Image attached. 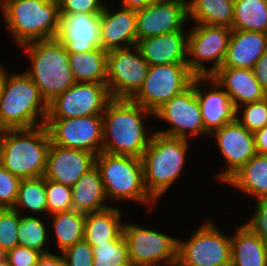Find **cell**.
I'll list each match as a JSON object with an SVG mask.
<instances>
[{
	"mask_svg": "<svg viewBox=\"0 0 267 266\" xmlns=\"http://www.w3.org/2000/svg\"><path fill=\"white\" fill-rule=\"evenodd\" d=\"M154 113L131 99H112L103 116L102 152L141 158L151 139L144 117Z\"/></svg>",
	"mask_w": 267,
	"mask_h": 266,
	"instance_id": "obj_1",
	"label": "cell"
},
{
	"mask_svg": "<svg viewBox=\"0 0 267 266\" xmlns=\"http://www.w3.org/2000/svg\"><path fill=\"white\" fill-rule=\"evenodd\" d=\"M50 145L45 125L7 129L0 144V164L20 179L43 177Z\"/></svg>",
	"mask_w": 267,
	"mask_h": 266,
	"instance_id": "obj_2",
	"label": "cell"
},
{
	"mask_svg": "<svg viewBox=\"0 0 267 266\" xmlns=\"http://www.w3.org/2000/svg\"><path fill=\"white\" fill-rule=\"evenodd\" d=\"M0 11L18 46L55 38L60 9L57 0H3Z\"/></svg>",
	"mask_w": 267,
	"mask_h": 266,
	"instance_id": "obj_3",
	"label": "cell"
},
{
	"mask_svg": "<svg viewBox=\"0 0 267 266\" xmlns=\"http://www.w3.org/2000/svg\"><path fill=\"white\" fill-rule=\"evenodd\" d=\"M21 47L28 52L32 66L25 73L37 85L47 104L75 83L68 52L56 38L34 41Z\"/></svg>",
	"mask_w": 267,
	"mask_h": 266,
	"instance_id": "obj_4",
	"label": "cell"
},
{
	"mask_svg": "<svg viewBox=\"0 0 267 266\" xmlns=\"http://www.w3.org/2000/svg\"><path fill=\"white\" fill-rule=\"evenodd\" d=\"M188 146V139L152 133L141 161L146 190L155 201L183 174Z\"/></svg>",
	"mask_w": 267,
	"mask_h": 266,
	"instance_id": "obj_5",
	"label": "cell"
},
{
	"mask_svg": "<svg viewBox=\"0 0 267 266\" xmlns=\"http://www.w3.org/2000/svg\"><path fill=\"white\" fill-rule=\"evenodd\" d=\"M47 112L48 104L25 72L8 75L0 94V122L7 129L45 125Z\"/></svg>",
	"mask_w": 267,
	"mask_h": 266,
	"instance_id": "obj_6",
	"label": "cell"
},
{
	"mask_svg": "<svg viewBox=\"0 0 267 266\" xmlns=\"http://www.w3.org/2000/svg\"><path fill=\"white\" fill-rule=\"evenodd\" d=\"M95 165L100 170L107 200H134L150 207L156 203L146 190L141 158L101 152L96 155Z\"/></svg>",
	"mask_w": 267,
	"mask_h": 266,
	"instance_id": "obj_7",
	"label": "cell"
},
{
	"mask_svg": "<svg viewBox=\"0 0 267 266\" xmlns=\"http://www.w3.org/2000/svg\"><path fill=\"white\" fill-rule=\"evenodd\" d=\"M188 241L178 239L176 266H230L231 237L207 220Z\"/></svg>",
	"mask_w": 267,
	"mask_h": 266,
	"instance_id": "obj_8",
	"label": "cell"
},
{
	"mask_svg": "<svg viewBox=\"0 0 267 266\" xmlns=\"http://www.w3.org/2000/svg\"><path fill=\"white\" fill-rule=\"evenodd\" d=\"M194 77L187 63L150 66L142 87L131 100L154 113L186 90Z\"/></svg>",
	"mask_w": 267,
	"mask_h": 266,
	"instance_id": "obj_9",
	"label": "cell"
},
{
	"mask_svg": "<svg viewBox=\"0 0 267 266\" xmlns=\"http://www.w3.org/2000/svg\"><path fill=\"white\" fill-rule=\"evenodd\" d=\"M190 32V33H189ZM188 32L187 65L195 76H211L224 63L232 28L198 24ZM212 62L210 69L203 62Z\"/></svg>",
	"mask_w": 267,
	"mask_h": 266,
	"instance_id": "obj_10",
	"label": "cell"
},
{
	"mask_svg": "<svg viewBox=\"0 0 267 266\" xmlns=\"http://www.w3.org/2000/svg\"><path fill=\"white\" fill-rule=\"evenodd\" d=\"M131 264L139 266L177 265L178 239L133 223L123 225ZM161 262V263H160Z\"/></svg>",
	"mask_w": 267,
	"mask_h": 266,
	"instance_id": "obj_11",
	"label": "cell"
},
{
	"mask_svg": "<svg viewBox=\"0 0 267 266\" xmlns=\"http://www.w3.org/2000/svg\"><path fill=\"white\" fill-rule=\"evenodd\" d=\"M149 67L137 46L107 51L106 84L112 98L131 99L142 87Z\"/></svg>",
	"mask_w": 267,
	"mask_h": 266,
	"instance_id": "obj_12",
	"label": "cell"
},
{
	"mask_svg": "<svg viewBox=\"0 0 267 266\" xmlns=\"http://www.w3.org/2000/svg\"><path fill=\"white\" fill-rule=\"evenodd\" d=\"M45 127L53 144L64 148L89 151L95 155L102 152V115L46 118Z\"/></svg>",
	"mask_w": 267,
	"mask_h": 266,
	"instance_id": "obj_13",
	"label": "cell"
},
{
	"mask_svg": "<svg viewBox=\"0 0 267 266\" xmlns=\"http://www.w3.org/2000/svg\"><path fill=\"white\" fill-rule=\"evenodd\" d=\"M112 99L106 83L75 82L48 103L46 118L102 115Z\"/></svg>",
	"mask_w": 267,
	"mask_h": 266,
	"instance_id": "obj_14",
	"label": "cell"
},
{
	"mask_svg": "<svg viewBox=\"0 0 267 266\" xmlns=\"http://www.w3.org/2000/svg\"><path fill=\"white\" fill-rule=\"evenodd\" d=\"M154 116L171 124L168 130L156 131L161 135L184 139H188V136H199V134L210 135L204 127L194 90V78L186 90L164 103L154 112Z\"/></svg>",
	"mask_w": 267,
	"mask_h": 266,
	"instance_id": "obj_15",
	"label": "cell"
},
{
	"mask_svg": "<svg viewBox=\"0 0 267 266\" xmlns=\"http://www.w3.org/2000/svg\"><path fill=\"white\" fill-rule=\"evenodd\" d=\"M188 21L186 0H157L137 11V41L183 30Z\"/></svg>",
	"mask_w": 267,
	"mask_h": 266,
	"instance_id": "obj_16",
	"label": "cell"
},
{
	"mask_svg": "<svg viewBox=\"0 0 267 266\" xmlns=\"http://www.w3.org/2000/svg\"><path fill=\"white\" fill-rule=\"evenodd\" d=\"M212 135L227 168L218 176L226 182L236 171L257 154L254 133L248 131L237 119L215 130Z\"/></svg>",
	"mask_w": 267,
	"mask_h": 266,
	"instance_id": "obj_17",
	"label": "cell"
},
{
	"mask_svg": "<svg viewBox=\"0 0 267 266\" xmlns=\"http://www.w3.org/2000/svg\"><path fill=\"white\" fill-rule=\"evenodd\" d=\"M100 13L60 14L56 39L67 52H87L101 47Z\"/></svg>",
	"mask_w": 267,
	"mask_h": 266,
	"instance_id": "obj_18",
	"label": "cell"
},
{
	"mask_svg": "<svg viewBox=\"0 0 267 266\" xmlns=\"http://www.w3.org/2000/svg\"><path fill=\"white\" fill-rule=\"evenodd\" d=\"M206 83H210L211 88L209 89L212 90L204 92L203 89L199 88V84ZM194 90L201 109L205 130L210 135L215 130L236 119V109L229 94L214 78L211 76H195Z\"/></svg>",
	"mask_w": 267,
	"mask_h": 266,
	"instance_id": "obj_19",
	"label": "cell"
},
{
	"mask_svg": "<svg viewBox=\"0 0 267 266\" xmlns=\"http://www.w3.org/2000/svg\"><path fill=\"white\" fill-rule=\"evenodd\" d=\"M96 155L83 150L64 148L51 143L44 178L72 187L95 166Z\"/></svg>",
	"mask_w": 267,
	"mask_h": 266,
	"instance_id": "obj_20",
	"label": "cell"
},
{
	"mask_svg": "<svg viewBox=\"0 0 267 266\" xmlns=\"http://www.w3.org/2000/svg\"><path fill=\"white\" fill-rule=\"evenodd\" d=\"M137 11L121 6L118 12L104 7L100 13V41L105 51L137 45Z\"/></svg>",
	"mask_w": 267,
	"mask_h": 266,
	"instance_id": "obj_21",
	"label": "cell"
},
{
	"mask_svg": "<svg viewBox=\"0 0 267 266\" xmlns=\"http://www.w3.org/2000/svg\"><path fill=\"white\" fill-rule=\"evenodd\" d=\"M136 46L149 66L187 63L188 33L183 30L142 38Z\"/></svg>",
	"mask_w": 267,
	"mask_h": 266,
	"instance_id": "obj_22",
	"label": "cell"
},
{
	"mask_svg": "<svg viewBox=\"0 0 267 266\" xmlns=\"http://www.w3.org/2000/svg\"><path fill=\"white\" fill-rule=\"evenodd\" d=\"M211 77L229 94L236 110L240 105L267 97L252 69L220 67Z\"/></svg>",
	"mask_w": 267,
	"mask_h": 266,
	"instance_id": "obj_23",
	"label": "cell"
},
{
	"mask_svg": "<svg viewBox=\"0 0 267 266\" xmlns=\"http://www.w3.org/2000/svg\"><path fill=\"white\" fill-rule=\"evenodd\" d=\"M266 50V33L232 30L227 54L221 67L252 69Z\"/></svg>",
	"mask_w": 267,
	"mask_h": 266,
	"instance_id": "obj_24",
	"label": "cell"
},
{
	"mask_svg": "<svg viewBox=\"0 0 267 266\" xmlns=\"http://www.w3.org/2000/svg\"><path fill=\"white\" fill-rule=\"evenodd\" d=\"M71 189L72 210L86 214L110 207L104 203L108 200H106L100 170L96 165L83 174Z\"/></svg>",
	"mask_w": 267,
	"mask_h": 266,
	"instance_id": "obj_25",
	"label": "cell"
},
{
	"mask_svg": "<svg viewBox=\"0 0 267 266\" xmlns=\"http://www.w3.org/2000/svg\"><path fill=\"white\" fill-rule=\"evenodd\" d=\"M119 208L109 207L99 212L85 214L84 238L92 247L108 241H118L123 236Z\"/></svg>",
	"mask_w": 267,
	"mask_h": 266,
	"instance_id": "obj_26",
	"label": "cell"
},
{
	"mask_svg": "<svg viewBox=\"0 0 267 266\" xmlns=\"http://www.w3.org/2000/svg\"><path fill=\"white\" fill-rule=\"evenodd\" d=\"M230 266H267V244L245 224L231 237Z\"/></svg>",
	"mask_w": 267,
	"mask_h": 266,
	"instance_id": "obj_27",
	"label": "cell"
},
{
	"mask_svg": "<svg viewBox=\"0 0 267 266\" xmlns=\"http://www.w3.org/2000/svg\"><path fill=\"white\" fill-rule=\"evenodd\" d=\"M226 183L256 199L267 197V155L253 156Z\"/></svg>",
	"mask_w": 267,
	"mask_h": 266,
	"instance_id": "obj_28",
	"label": "cell"
},
{
	"mask_svg": "<svg viewBox=\"0 0 267 266\" xmlns=\"http://www.w3.org/2000/svg\"><path fill=\"white\" fill-rule=\"evenodd\" d=\"M68 55L75 82H107V51L102 47L87 52H68Z\"/></svg>",
	"mask_w": 267,
	"mask_h": 266,
	"instance_id": "obj_29",
	"label": "cell"
},
{
	"mask_svg": "<svg viewBox=\"0 0 267 266\" xmlns=\"http://www.w3.org/2000/svg\"><path fill=\"white\" fill-rule=\"evenodd\" d=\"M188 20L232 28L234 0H189ZM191 17V18H190Z\"/></svg>",
	"mask_w": 267,
	"mask_h": 266,
	"instance_id": "obj_30",
	"label": "cell"
},
{
	"mask_svg": "<svg viewBox=\"0 0 267 266\" xmlns=\"http://www.w3.org/2000/svg\"><path fill=\"white\" fill-rule=\"evenodd\" d=\"M54 237L61 253L84 238L85 213L70 210L50 214Z\"/></svg>",
	"mask_w": 267,
	"mask_h": 266,
	"instance_id": "obj_31",
	"label": "cell"
},
{
	"mask_svg": "<svg viewBox=\"0 0 267 266\" xmlns=\"http://www.w3.org/2000/svg\"><path fill=\"white\" fill-rule=\"evenodd\" d=\"M232 30L267 34V0H234Z\"/></svg>",
	"mask_w": 267,
	"mask_h": 266,
	"instance_id": "obj_32",
	"label": "cell"
},
{
	"mask_svg": "<svg viewBox=\"0 0 267 266\" xmlns=\"http://www.w3.org/2000/svg\"><path fill=\"white\" fill-rule=\"evenodd\" d=\"M22 208L35 214L48 212L46 178L21 179L13 209L21 214Z\"/></svg>",
	"mask_w": 267,
	"mask_h": 266,
	"instance_id": "obj_33",
	"label": "cell"
},
{
	"mask_svg": "<svg viewBox=\"0 0 267 266\" xmlns=\"http://www.w3.org/2000/svg\"><path fill=\"white\" fill-rule=\"evenodd\" d=\"M38 218L36 215L21 216L17 229L18 245L40 251L42 254L52 252L44 248L48 240V231Z\"/></svg>",
	"mask_w": 267,
	"mask_h": 266,
	"instance_id": "obj_34",
	"label": "cell"
},
{
	"mask_svg": "<svg viewBox=\"0 0 267 266\" xmlns=\"http://www.w3.org/2000/svg\"><path fill=\"white\" fill-rule=\"evenodd\" d=\"M93 249V266H129L128 247L123 236L118 241H108Z\"/></svg>",
	"mask_w": 267,
	"mask_h": 266,
	"instance_id": "obj_35",
	"label": "cell"
},
{
	"mask_svg": "<svg viewBox=\"0 0 267 266\" xmlns=\"http://www.w3.org/2000/svg\"><path fill=\"white\" fill-rule=\"evenodd\" d=\"M20 220L21 215L15 209H0V252L3 255L18 246L17 229Z\"/></svg>",
	"mask_w": 267,
	"mask_h": 266,
	"instance_id": "obj_36",
	"label": "cell"
},
{
	"mask_svg": "<svg viewBox=\"0 0 267 266\" xmlns=\"http://www.w3.org/2000/svg\"><path fill=\"white\" fill-rule=\"evenodd\" d=\"M243 106V107H242ZM238 107L236 110V119L251 133L262 129L267 126V97L247 103ZM243 109L242 118L238 116L239 109Z\"/></svg>",
	"mask_w": 267,
	"mask_h": 266,
	"instance_id": "obj_37",
	"label": "cell"
},
{
	"mask_svg": "<svg viewBox=\"0 0 267 266\" xmlns=\"http://www.w3.org/2000/svg\"><path fill=\"white\" fill-rule=\"evenodd\" d=\"M48 214L72 210V189L70 186L46 179Z\"/></svg>",
	"mask_w": 267,
	"mask_h": 266,
	"instance_id": "obj_38",
	"label": "cell"
},
{
	"mask_svg": "<svg viewBox=\"0 0 267 266\" xmlns=\"http://www.w3.org/2000/svg\"><path fill=\"white\" fill-rule=\"evenodd\" d=\"M21 179L0 164V207L13 208Z\"/></svg>",
	"mask_w": 267,
	"mask_h": 266,
	"instance_id": "obj_39",
	"label": "cell"
},
{
	"mask_svg": "<svg viewBox=\"0 0 267 266\" xmlns=\"http://www.w3.org/2000/svg\"><path fill=\"white\" fill-rule=\"evenodd\" d=\"M66 266H93L92 246L82 240L62 252Z\"/></svg>",
	"mask_w": 267,
	"mask_h": 266,
	"instance_id": "obj_40",
	"label": "cell"
},
{
	"mask_svg": "<svg viewBox=\"0 0 267 266\" xmlns=\"http://www.w3.org/2000/svg\"><path fill=\"white\" fill-rule=\"evenodd\" d=\"M105 4L100 0H60V14L101 13Z\"/></svg>",
	"mask_w": 267,
	"mask_h": 266,
	"instance_id": "obj_41",
	"label": "cell"
},
{
	"mask_svg": "<svg viewBox=\"0 0 267 266\" xmlns=\"http://www.w3.org/2000/svg\"><path fill=\"white\" fill-rule=\"evenodd\" d=\"M41 255L40 251L18 245L7 251L4 257L10 266H35Z\"/></svg>",
	"mask_w": 267,
	"mask_h": 266,
	"instance_id": "obj_42",
	"label": "cell"
},
{
	"mask_svg": "<svg viewBox=\"0 0 267 266\" xmlns=\"http://www.w3.org/2000/svg\"><path fill=\"white\" fill-rule=\"evenodd\" d=\"M255 214L245 225L267 244V197L257 199Z\"/></svg>",
	"mask_w": 267,
	"mask_h": 266,
	"instance_id": "obj_43",
	"label": "cell"
},
{
	"mask_svg": "<svg viewBox=\"0 0 267 266\" xmlns=\"http://www.w3.org/2000/svg\"><path fill=\"white\" fill-rule=\"evenodd\" d=\"M256 80L261 87L267 92V50L257 60L252 68Z\"/></svg>",
	"mask_w": 267,
	"mask_h": 266,
	"instance_id": "obj_44",
	"label": "cell"
},
{
	"mask_svg": "<svg viewBox=\"0 0 267 266\" xmlns=\"http://www.w3.org/2000/svg\"><path fill=\"white\" fill-rule=\"evenodd\" d=\"M35 266H66L63 255L43 253Z\"/></svg>",
	"mask_w": 267,
	"mask_h": 266,
	"instance_id": "obj_45",
	"label": "cell"
},
{
	"mask_svg": "<svg viewBox=\"0 0 267 266\" xmlns=\"http://www.w3.org/2000/svg\"><path fill=\"white\" fill-rule=\"evenodd\" d=\"M257 154L267 155V126L254 133Z\"/></svg>",
	"mask_w": 267,
	"mask_h": 266,
	"instance_id": "obj_46",
	"label": "cell"
},
{
	"mask_svg": "<svg viewBox=\"0 0 267 266\" xmlns=\"http://www.w3.org/2000/svg\"><path fill=\"white\" fill-rule=\"evenodd\" d=\"M155 1L157 0H122L121 6L138 11Z\"/></svg>",
	"mask_w": 267,
	"mask_h": 266,
	"instance_id": "obj_47",
	"label": "cell"
},
{
	"mask_svg": "<svg viewBox=\"0 0 267 266\" xmlns=\"http://www.w3.org/2000/svg\"><path fill=\"white\" fill-rule=\"evenodd\" d=\"M8 73L6 71V69L3 67V65H0V94L4 88L6 79L8 77Z\"/></svg>",
	"mask_w": 267,
	"mask_h": 266,
	"instance_id": "obj_48",
	"label": "cell"
},
{
	"mask_svg": "<svg viewBox=\"0 0 267 266\" xmlns=\"http://www.w3.org/2000/svg\"><path fill=\"white\" fill-rule=\"evenodd\" d=\"M7 130V128L0 122V144L3 140L5 131Z\"/></svg>",
	"mask_w": 267,
	"mask_h": 266,
	"instance_id": "obj_49",
	"label": "cell"
},
{
	"mask_svg": "<svg viewBox=\"0 0 267 266\" xmlns=\"http://www.w3.org/2000/svg\"><path fill=\"white\" fill-rule=\"evenodd\" d=\"M0 266H10L9 262L4 256L0 259Z\"/></svg>",
	"mask_w": 267,
	"mask_h": 266,
	"instance_id": "obj_50",
	"label": "cell"
},
{
	"mask_svg": "<svg viewBox=\"0 0 267 266\" xmlns=\"http://www.w3.org/2000/svg\"><path fill=\"white\" fill-rule=\"evenodd\" d=\"M4 255L0 252V259L3 257Z\"/></svg>",
	"mask_w": 267,
	"mask_h": 266,
	"instance_id": "obj_51",
	"label": "cell"
}]
</instances>
